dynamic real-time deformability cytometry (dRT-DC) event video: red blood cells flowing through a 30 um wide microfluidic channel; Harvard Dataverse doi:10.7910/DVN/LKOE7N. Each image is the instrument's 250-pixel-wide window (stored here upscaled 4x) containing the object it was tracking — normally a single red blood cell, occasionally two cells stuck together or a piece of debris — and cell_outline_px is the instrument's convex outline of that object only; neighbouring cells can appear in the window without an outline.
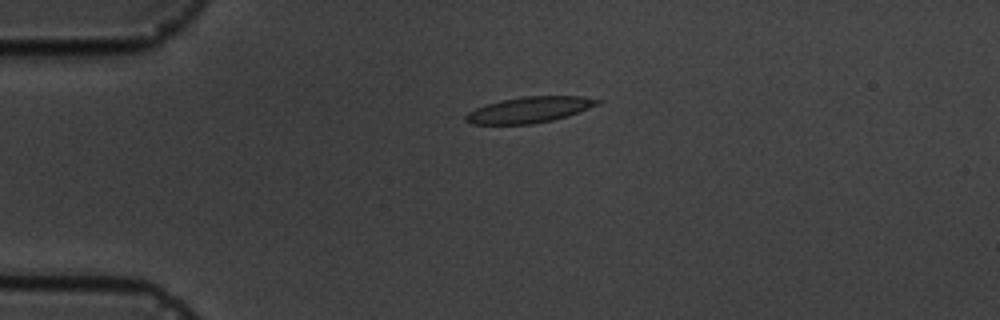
{"species": "common noctule bat (a hibernating species)", "species_latin": "Nyctalus noctula", "temperature_condition": "cold", "stored_images_in_passage": 3, "camera_frame_rate_fps": 3000, "um_per_image_px": 0.085, "animal": {"sex": "male", "body_mass_g": 19.5, "forearm_length_mm": 54.6}, "frame": {"image": 1, "passage_image": 2, "time_ms": 1.333, "image_size_px": [1000, 320], "cell_outline_px": [[604, 100], [600, 104], [568, 116], [552, 120], [532, 124], [472, 124], [464, 120], [464, 116], [468, 112], [476, 108], [500, 100], [524, 96], [580, 96]], "centroid_in_image_um": [45.02, 9.33], "position_along_channel_um": 40.0, "area_um2": 19.94}}